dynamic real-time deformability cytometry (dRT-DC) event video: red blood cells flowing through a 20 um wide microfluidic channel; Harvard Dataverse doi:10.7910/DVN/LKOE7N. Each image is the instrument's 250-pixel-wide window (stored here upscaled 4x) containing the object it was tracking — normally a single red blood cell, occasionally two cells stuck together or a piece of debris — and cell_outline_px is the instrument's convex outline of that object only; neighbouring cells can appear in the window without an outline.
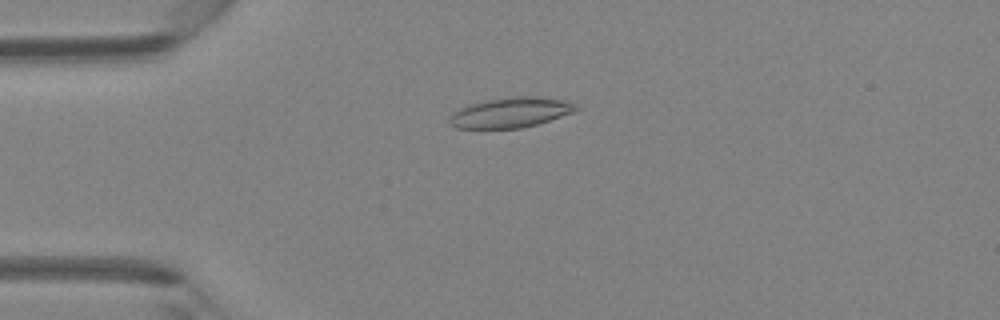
{"species": "Egyptian fruit bat (a non-hibernating species)", "species_latin": "Rousettus aegyptiacus", "temperature_condition": "room temperature", "stored_images_in_passage": 46, "camera_frame_rate_fps": 3000, "um_per_image_px": 0.085, "animal": {"sex": "female"}, "frame": {"image": 1, "passage_image": 12, "time_ms": 3.667, "image_size_px": [1000, 320], "cell_outline_px": [[580, 108], [572, 112], [536, 124], [520, 128], [456, 128], [448, 124], [448, 116], [452, 112], [460, 108], [484, 100], [512, 96], [540, 96], [560, 100], [576, 104]], "centroid_in_image_um": [43.33, 9.56], "position_along_channel_um": 41.7, "area_um2": 22.14}}
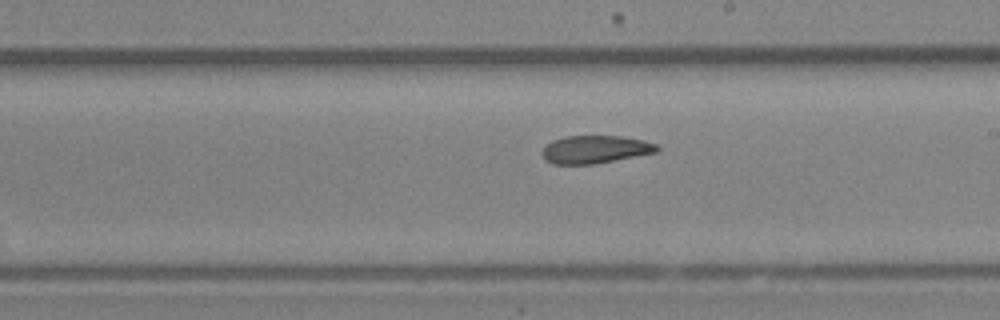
{"frame": {"image": 2, "passage_image": 27, "time_ms": 8.667, "image_size_px": [1000, 320], "cell_outline_px": [[660, 152], [592, 164], [552, 164], [544, 160], [540, 152], [552, 140], [568, 136], [620, 136], [644, 140], [656, 144], [660, 148]], "centroid_in_image_um": [50.6, 12.7], "position_along_channel_um": 238.4, "area_um2": 18.73}}
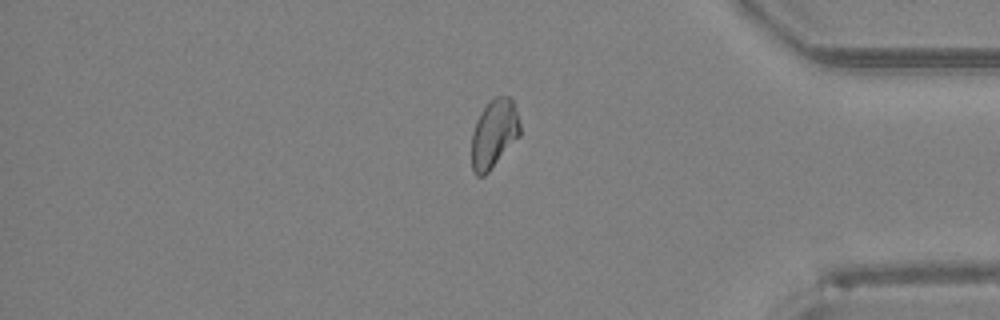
{"frame": {"image": 3, "passage_image": 39, "time_ms": 12.667, "image_size_px": [1000, 320], "cell_outline_px": [[520, 136], [488, 172], [484, 176], [476, 176], [472, 172], [472, 132], [476, 120], [480, 112], [496, 96], [508, 96], [512, 100], [520, 124]], "centroid_in_image_um": [41.97, 11.39], "position_along_channel_um": 393.2, "area_um2": 19.19}}